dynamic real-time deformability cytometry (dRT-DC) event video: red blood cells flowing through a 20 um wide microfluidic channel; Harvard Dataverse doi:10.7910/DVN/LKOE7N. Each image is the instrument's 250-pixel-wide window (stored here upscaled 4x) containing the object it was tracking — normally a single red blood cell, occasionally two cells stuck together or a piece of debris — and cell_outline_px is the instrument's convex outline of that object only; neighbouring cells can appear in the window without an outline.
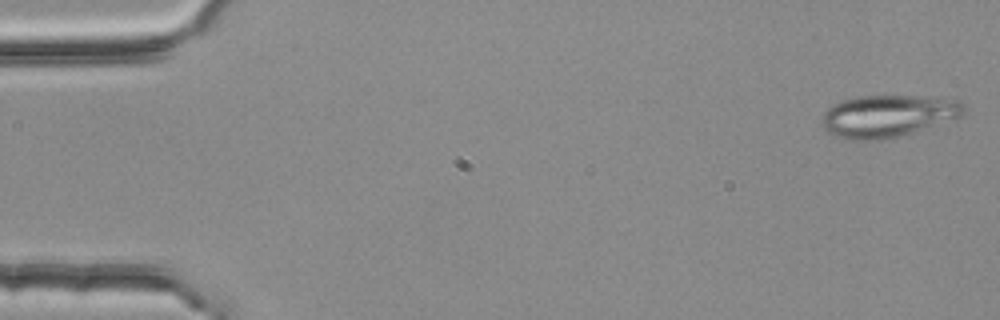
{"species": "common noctule bat (a hibernating species)", "species_latin": "Nyctalus noctula", "temperature_condition": "room temperature", "stored_images_in_passage": 4, "camera_frame_rate_fps": 3000, "um_per_image_px": 0.085, "animal": {"sex": "female", "body_mass_g": 25.1}, "frame": {"image": 1, "passage_image": 1, "time_ms": 0.0, "image_size_px": [1000, 320], "cell_outline_px": [[964, 112], [960, 116], [896, 136], [880, 140], [852, 140], [836, 136], [828, 132], [824, 128], [820, 120], [820, 116], [832, 104], [840, 100], [856, 96], [948, 96], [960, 100], [964, 104]], "centroid_in_image_um": [75.42, 9.82], "position_along_channel_um": 9.6, "area_um2": 34.85}}